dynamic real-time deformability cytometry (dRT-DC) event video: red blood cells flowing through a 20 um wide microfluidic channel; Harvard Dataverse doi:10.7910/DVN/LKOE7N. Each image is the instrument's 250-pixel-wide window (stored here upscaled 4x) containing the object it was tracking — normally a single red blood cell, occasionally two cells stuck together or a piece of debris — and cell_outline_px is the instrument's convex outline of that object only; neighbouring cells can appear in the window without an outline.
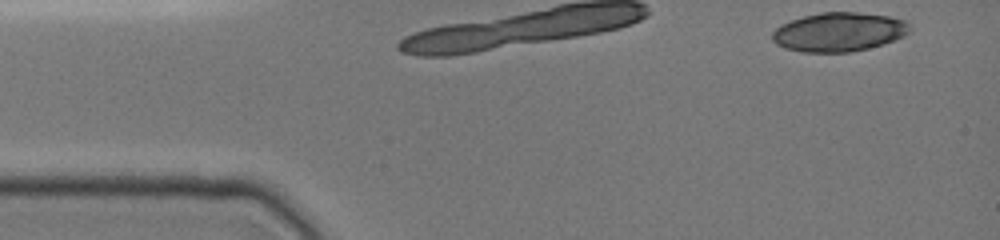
{"species": "common noctule bat (a hibernating species)", "species_latin": "Nyctalus noctula", "temperature_condition": "cold", "stored_images_in_passage": 8, "camera_frame_rate_fps": 3000, "um_per_image_px": 0.085, "animal": {"sex": "female", "body_mass_g": 19.0, "forearm_length_mm": 51.5}, "frame": {"image": 1, "passage_image": 1, "time_ms": 0.0, "image_size_px": [1000, 240], "cell_outline_px": [[908, 32], [904, 36], [868, 48], [848, 52], [800, 52], [784, 48], [776, 44], [772, 40], [772, 32], [780, 24], [804, 16], [820, 12], [856, 12], [888, 16], [904, 20], [908, 24]], "centroid_in_image_um": [71.24, 2.72], "position_along_channel_um": 13.8, "area_um2": 31.04}}
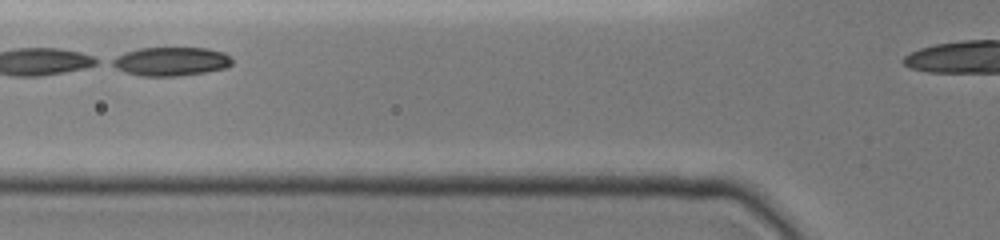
{"frame": {"image": 2, "passage_image": 5, "time_ms": 2.667, "image_size_px": [1000, 240], "cell_outline_px": [[232, 64], [228, 68], [204, 72], [176, 76], [140, 76], [124, 72], [108, 64], [108, 60], [124, 52], [140, 48], [208, 48], [224, 52], [232, 60]], "centroid_in_image_um": [14.48, 5.22], "position_along_channel_um": 111.3, "area_um2": 20.35}}